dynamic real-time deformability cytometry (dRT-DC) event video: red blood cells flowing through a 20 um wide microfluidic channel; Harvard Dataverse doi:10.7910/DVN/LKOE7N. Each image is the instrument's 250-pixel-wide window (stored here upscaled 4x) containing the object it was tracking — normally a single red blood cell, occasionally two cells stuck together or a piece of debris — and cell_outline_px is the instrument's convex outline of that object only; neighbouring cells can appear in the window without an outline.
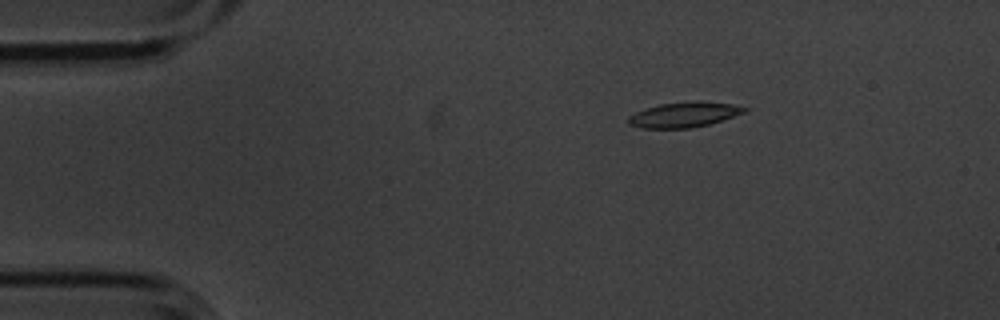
{"species": "common noctule bat (a hibernating species)", "species_latin": "Nyctalus noctula", "temperature_condition": "cold", "stored_images_in_passage": 5, "camera_frame_rate_fps": 3000, "um_per_image_px": 0.085, "animal": {"sex": "male", "body_mass_g": 20.1, "forearm_length_mm": 53.5}, "frame": {"image": 1, "passage_image": 5, "time_ms": 1.333, "image_size_px": [1000, 320], "cell_outline_px": [[752, 108], [748, 112], [708, 124], [692, 128], [640, 128], [628, 124], [628, 116], [644, 108], [660, 104], [696, 100], [700, 100], [732, 104]], "centroid_in_image_um": [58.19, 9.73], "position_along_channel_um": 26.8, "area_um2": 17.34}}